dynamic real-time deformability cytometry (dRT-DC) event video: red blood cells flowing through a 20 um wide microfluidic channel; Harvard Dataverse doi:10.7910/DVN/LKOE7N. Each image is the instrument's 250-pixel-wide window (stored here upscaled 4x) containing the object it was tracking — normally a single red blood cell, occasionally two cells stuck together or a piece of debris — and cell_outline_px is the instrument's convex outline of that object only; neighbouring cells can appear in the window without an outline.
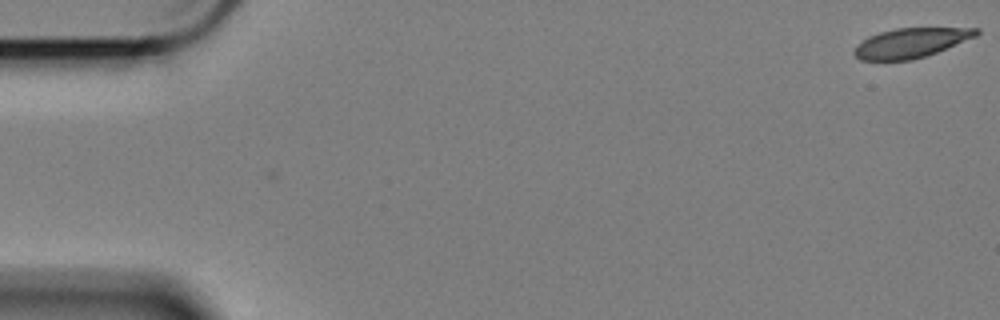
{"species": "Egyptian fruit bat (a non-hibernating species)", "species_latin": "Rousettus aegyptiacus", "temperature_condition": "cold", "stored_images_in_passage": 60, "camera_frame_rate_fps": 3000, "um_per_image_px": 0.085, "animal": {"sex": "female"}, "frame": {"image": 1, "passage_image": 1, "time_ms": 0.0, "image_size_px": [1000, 320], "cell_outline_px": [[980, 32], [976, 36], [936, 52], [912, 60], [860, 60], [852, 52], [868, 36], [880, 32], [896, 28], [980, 28]], "centroid_in_image_um": [77.43, 3.64], "position_along_channel_um": 7.6, "area_um2": 20.69}}
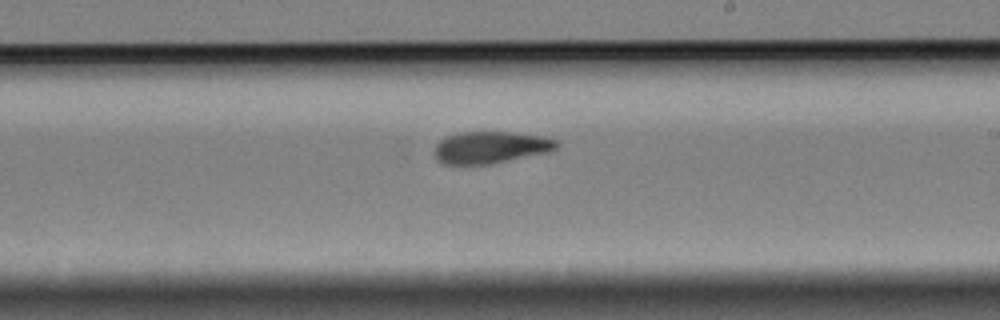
{"frame": {"image": 2, "passage_image": 35, "time_ms": 11.333, "image_size_px": [1000, 320], "cell_outline_px": [[560, 144], [556, 148], [548, 152], [492, 164], [444, 164], [436, 160], [436, 144], [440, 140], [448, 136], [460, 132], [512, 132], [544, 136], [556, 140]], "centroid_in_image_um": [41.73, 12.52], "position_along_channel_um": 247.3, "area_um2": 22.72}}
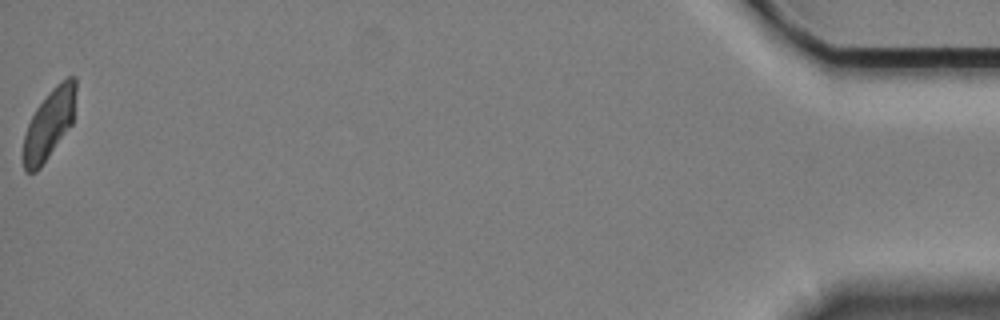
{"frame": {"image": 3, "passage_image": 60, "time_ms": 19.667, "image_size_px": [1000, 320], "cell_outline_px": [[76, 92], [72, 124], [40, 168], [36, 172], [24, 172], [20, 156], [24, 136], [28, 124], [36, 108], [48, 92], [60, 80], [68, 76], [76, 76]], "centroid_in_image_um": [4.14, 10.56], "position_along_channel_um": 431.1, "area_um2": 21.73}, "authors_computed_cell_mechanics": {"area_um2": 23.12, "velocity_mm_per_s": 3.3538, "shape_relaxation_time_tau1_ms": 5.4073, "shape_relaxation_time_tau2_ms": 3.0506, "deformation_change_tau1": 0.1554, "deformation_change_tau2": 0.0632}}